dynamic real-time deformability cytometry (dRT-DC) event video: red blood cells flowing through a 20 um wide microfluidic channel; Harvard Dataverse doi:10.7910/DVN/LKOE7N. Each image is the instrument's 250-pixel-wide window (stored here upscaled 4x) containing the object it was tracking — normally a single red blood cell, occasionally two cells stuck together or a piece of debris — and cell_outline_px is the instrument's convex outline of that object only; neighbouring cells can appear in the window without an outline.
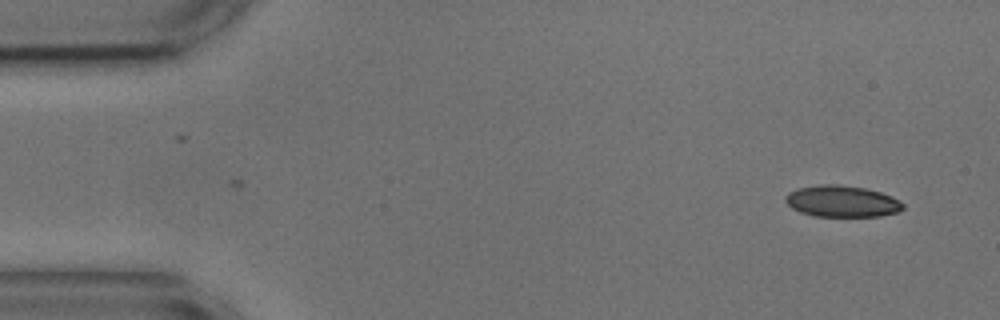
{"species": "common noctule bat (a hibernating species)", "species_latin": "Nyctalus noctula", "temperature_condition": "cold", "stored_images_in_passage": 53, "camera_frame_rate_fps": 3000, "um_per_image_px": 0.085, "animal": {"sex": "male", "body_mass_g": 17.9, "forearm_length_mm": 54.2}, "frame": {"image": 1, "passage_image": 1, "time_ms": 0.0, "image_size_px": [1000, 320], "cell_outline_px": [[904, 208], [896, 212], [880, 216], [812, 216], [800, 212], [792, 208], [784, 200], [784, 196], [788, 192], [796, 188], [820, 184], [836, 184], [864, 188], [880, 192], [892, 196], [904, 204]], "centroid_in_image_um": [71.52, 17.1], "position_along_channel_um": 13.5, "area_um2": 21.62}}
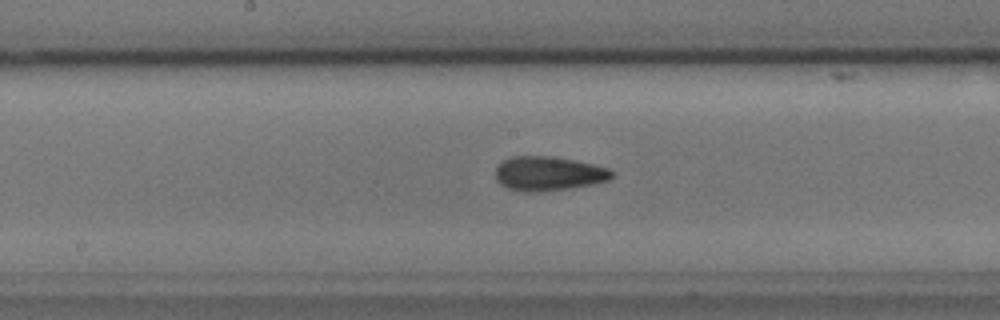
{"frame": {"image": 2, "passage_image": 25, "time_ms": 8.0, "image_size_px": [1000, 320], "cell_outline_px": [[616, 172], [608, 180], [592, 184], [572, 188], [532, 192], [520, 192], [508, 188], [500, 184], [496, 180], [496, 164], [512, 156], [548, 156], [572, 160], [592, 164], [608, 168]], "centroid_in_image_um": [46.59, 14.76], "position_along_channel_um": 201.6, "area_um2": 23.24}}
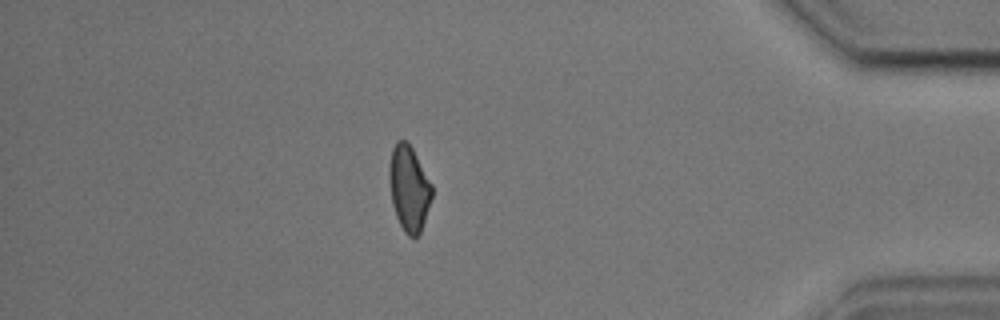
{"frame": {"image": 3, "passage_image": 45, "time_ms": 14.667, "image_size_px": [1000, 320], "cell_outline_px": [[432, 196], [420, 232], [416, 240], [412, 240], [404, 232], [396, 216], [392, 204], [388, 176], [388, 168], [392, 148], [396, 140], [404, 140], [412, 148], [432, 184]], "centroid_in_image_um": [34.74, 16.03], "position_along_channel_um": 400.5, "area_um2": 21.33}, "authors_computed_cell_mechanics": {"area_um2": 22.0218, "velocity_mm_per_s": 3.6031, "shape_relaxation_time_tau1_ms": 6.6336, "shape_relaxation_time_tau2_ms": 2.1891, "deformation_change_tau1": 0.1319, "deformation_change_tau2": 0.0967}}